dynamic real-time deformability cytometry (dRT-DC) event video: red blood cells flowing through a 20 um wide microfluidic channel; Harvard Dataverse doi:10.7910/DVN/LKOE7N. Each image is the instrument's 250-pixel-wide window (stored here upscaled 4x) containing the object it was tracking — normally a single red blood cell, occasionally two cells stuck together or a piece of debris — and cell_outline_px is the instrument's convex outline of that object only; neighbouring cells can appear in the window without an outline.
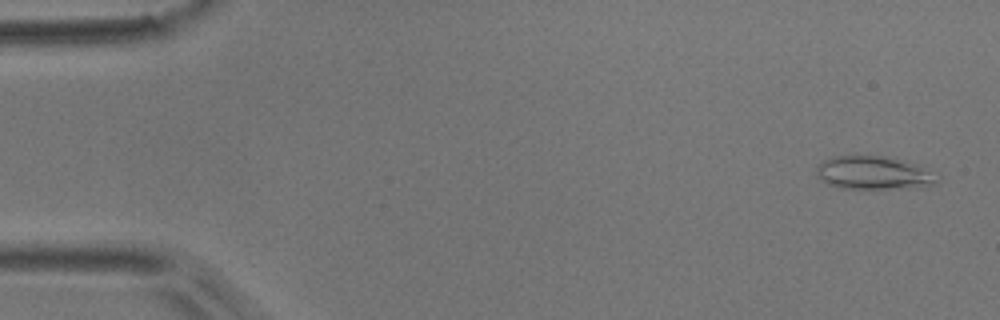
{"species": "common noctule bat (a hibernating species)", "species_latin": "Nyctalus noctula", "temperature_condition": "room temperature", "stored_images_in_passage": 7, "camera_frame_rate_fps": 3000, "um_per_image_px": 0.085, "animal": {"sex": "male", "body_mass_g": 17.9}, "frame": {"image": 1, "passage_image": 1, "time_ms": 0.0, "image_size_px": [1000, 320], "cell_outline_px": [[936, 184], [924, 188], [840, 188], [828, 184], [816, 172], [816, 168], [824, 160], [832, 156], [880, 156], [904, 160], [916, 164], [928, 172], [936, 180]], "centroid_in_image_um": [74.23, 14.7], "position_along_channel_um": 10.8, "area_um2": 22.89}}
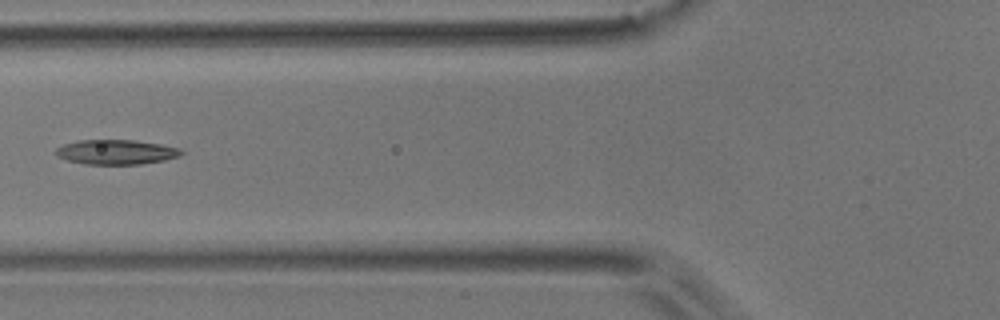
{"frame": {"image": 2, "passage_image": 6, "time_ms": 1.667, "image_size_px": [1000, 320], "cell_outline_px": [[184, 152], [180, 156], [164, 160], [140, 164], [84, 164], [68, 160], [56, 156], [56, 148], [64, 144], [80, 140], [132, 140], [160, 144], [180, 148]], "centroid_in_image_um": [9.88, 12.92], "position_along_channel_um": 115.9, "area_um2": 17.98}}
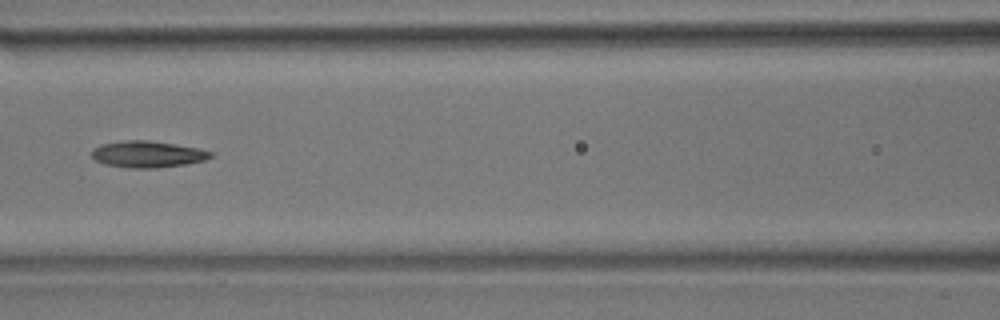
{"frame": {"image": 3, "passage_image": 7, "time_ms": 2.0, "image_size_px": [1000, 320], "cell_outline_px": [[212, 156], [204, 160], [184, 164], [156, 168], [128, 168], [104, 164], [96, 160], [92, 156], [92, 148], [100, 144], [124, 140], [148, 140], [200, 148], [212, 152]], "centroid_in_image_um": [12.51, 13.1], "position_along_channel_um": 154.1, "area_um2": 18.38}}